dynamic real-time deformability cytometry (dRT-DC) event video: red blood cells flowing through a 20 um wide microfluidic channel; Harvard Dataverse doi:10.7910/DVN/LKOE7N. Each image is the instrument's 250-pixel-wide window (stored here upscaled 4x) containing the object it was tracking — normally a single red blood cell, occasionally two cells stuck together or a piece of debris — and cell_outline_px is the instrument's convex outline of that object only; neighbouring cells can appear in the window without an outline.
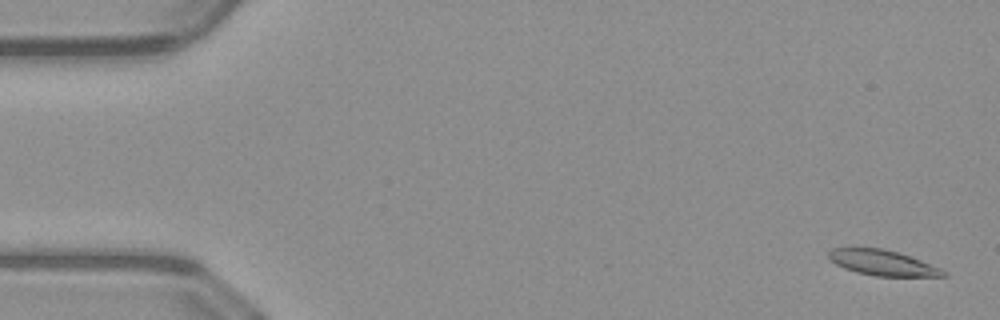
{"species": "common noctule bat (a hibernating species)", "species_latin": "Nyctalus noctula", "temperature_condition": "warm", "stored_images_in_passage": 51, "camera_frame_rate_fps": 3000, "um_per_image_px": 0.085, "animal": {"sex": "male", "body_mass_g": 23.1, "forearm_length_mm": 52.7}, "frame": {"image": 1, "passage_image": 2, "time_ms": 0.333, "image_size_px": [1000, 320], "cell_outline_px": [[948, 276], [876, 276], [856, 272], [844, 268], [836, 264], [828, 256], [828, 252], [832, 248], [856, 244], [884, 248], [920, 260], [940, 268], [948, 272]], "centroid_in_image_um": [74.93, 22.28], "position_along_channel_um": 10.1, "area_um2": 17.51}}
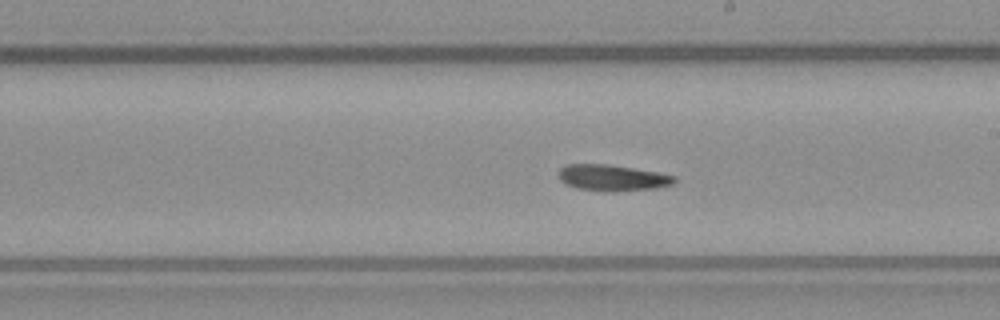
{"frame": {"image": 2, "passage_image": 29, "time_ms": 9.333, "image_size_px": [1000, 320], "cell_outline_px": [[676, 180], [672, 184], [656, 188], [616, 192], [604, 192], [576, 188], [560, 180], [560, 168], [568, 164], [604, 164], [632, 168], [656, 172], [676, 176]], "centroid_in_image_um": [52.06, 15.13], "position_along_channel_um": 236.9, "area_um2": 17.57}}
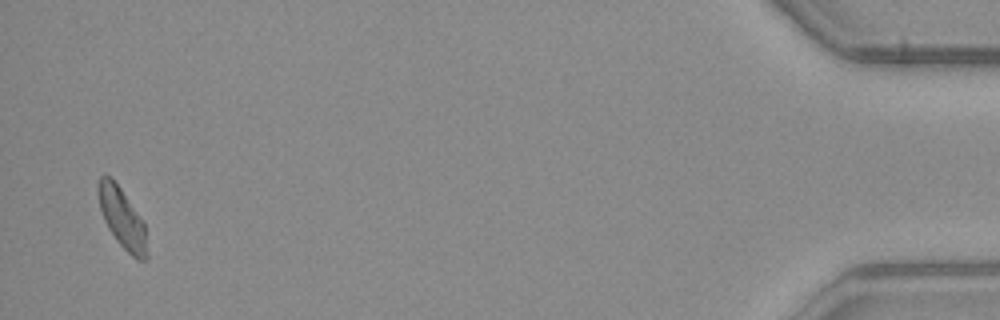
{"frame": {"image": 3, "passage_image": 50, "time_ms": 16.333, "image_size_px": [1000, 320], "cell_outline_px": [[148, 256], [144, 260], [136, 260], [116, 240], [108, 228], [104, 220], [100, 208], [100, 176], [104, 172], [112, 176], [144, 220]], "centroid_in_image_um": [10.42, 18.55], "position_along_channel_um": 424.8, "area_um2": 17.05}}